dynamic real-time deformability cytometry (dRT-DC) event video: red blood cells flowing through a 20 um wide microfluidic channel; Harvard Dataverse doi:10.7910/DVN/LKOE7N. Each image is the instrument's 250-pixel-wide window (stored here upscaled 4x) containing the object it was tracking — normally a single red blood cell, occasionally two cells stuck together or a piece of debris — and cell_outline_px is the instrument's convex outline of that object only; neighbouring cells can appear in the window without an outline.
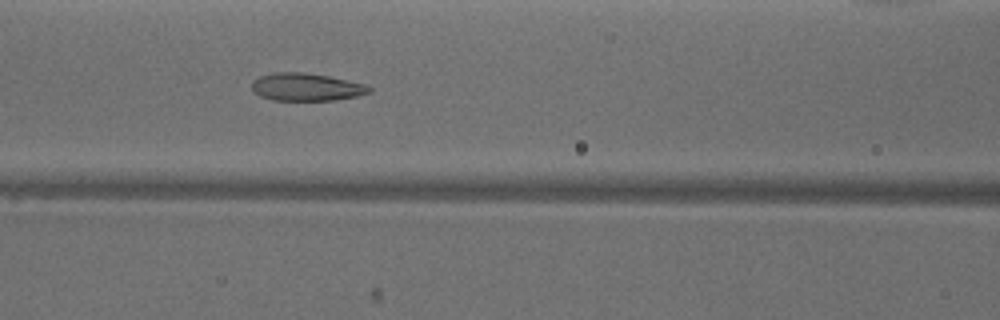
{"species": "common noctule bat (a hibernating species)", "species_latin": "Nyctalus noctula", "temperature_condition": "warm", "stored_images_in_passage": 49, "camera_frame_rate_fps": 3000, "um_per_image_px": 0.085, "animal": {"sex": "male", "body_mass_g": 18.8}, "frame": {"image": 1, "passage_image": 19, "time_ms": 6.0, "image_size_px": [1000, 320], "cell_outline_px": [[372, 92], [356, 96], [332, 100], [272, 100], [260, 96], [252, 88], [252, 80], [260, 76], [272, 72], [304, 72], [328, 76], [368, 84], [372, 88]], "centroid_in_image_um": [26.06, 7.39], "position_along_channel_um": 140.5, "area_um2": 19.02}}
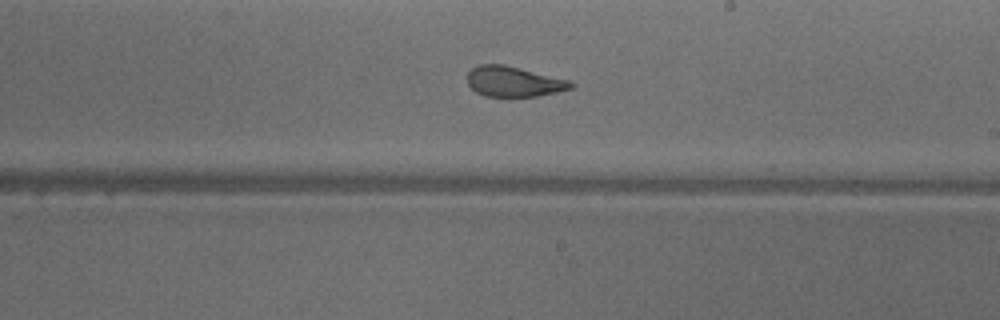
{"frame": {"image": 2, "passage_image": 27, "time_ms": 8.667, "image_size_px": [1000, 320], "cell_outline_px": [[576, 84], [572, 88], [556, 92], [536, 96], [484, 96], [476, 92], [468, 84], [468, 72], [472, 68], [480, 64], [504, 64], [572, 80]], "centroid_in_image_um": [43.7, 6.92], "position_along_channel_um": 245.3, "area_um2": 18.38}}
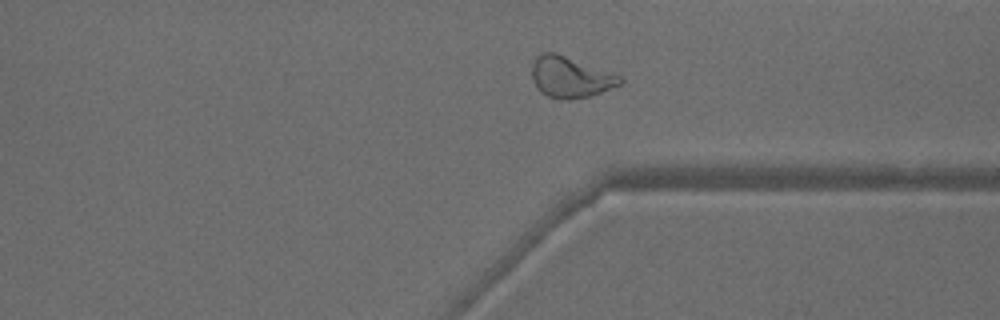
{"frame": {"image": 3, "passage_image": 36, "time_ms": 11.667, "image_size_px": [1000, 320], "cell_outline_px": [[624, 80], [620, 84], [600, 92], [588, 96], [568, 100], [560, 100], [548, 96], [540, 92], [532, 80], [532, 64], [536, 56], [540, 52], [556, 52], [620, 76]], "centroid_in_image_um": [48.42, 6.55], "position_along_channel_um": 363.0, "area_um2": 20.92}, "authors_computed_cell_mechanics": {"area_um2": 21.3282, "velocity_mm_per_s": 3.9423, "shape_relaxation_time_tau1_ms": 9.2443, "shape_relaxation_time_tau2_ms": 1.4917, "deformation_change_tau1": 0.2472, "deformation_change_tau2": 0.0903}}